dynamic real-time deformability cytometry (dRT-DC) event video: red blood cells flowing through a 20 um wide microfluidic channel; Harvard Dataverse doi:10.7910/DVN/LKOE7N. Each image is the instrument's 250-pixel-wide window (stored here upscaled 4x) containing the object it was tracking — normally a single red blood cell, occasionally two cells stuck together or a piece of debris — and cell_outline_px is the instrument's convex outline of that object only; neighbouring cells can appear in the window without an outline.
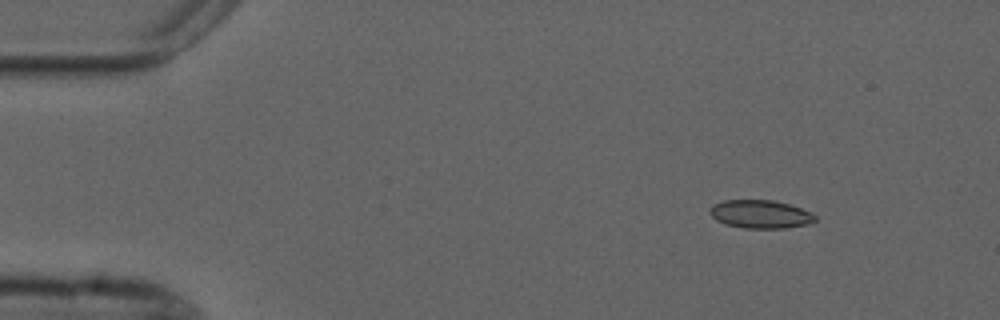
{"species": "common noctule bat (a hibernating species)", "species_latin": "Nyctalus noctula", "temperature_condition": "cold", "stored_images_in_passage": 3, "camera_frame_rate_fps": 3000, "um_per_image_px": 0.085, "animal": {"sex": "male", "forearm_length_mm": 52.5}, "frame": {"image": 1, "passage_image": 1, "time_ms": 0.0, "image_size_px": [1000, 320], "cell_outline_px": [[816, 220], [808, 224], [784, 228], [744, 228], [724, 224], [716, 220], [708, 212], [708, 208], [712, 204], [724, 200], [772, 200], [788, 204], [812, 212], [816, 216]], "centroid_in_image_um": [64.59, 18.2], "position_along_channel_um": 20.4, "area_um2": 17.46}}